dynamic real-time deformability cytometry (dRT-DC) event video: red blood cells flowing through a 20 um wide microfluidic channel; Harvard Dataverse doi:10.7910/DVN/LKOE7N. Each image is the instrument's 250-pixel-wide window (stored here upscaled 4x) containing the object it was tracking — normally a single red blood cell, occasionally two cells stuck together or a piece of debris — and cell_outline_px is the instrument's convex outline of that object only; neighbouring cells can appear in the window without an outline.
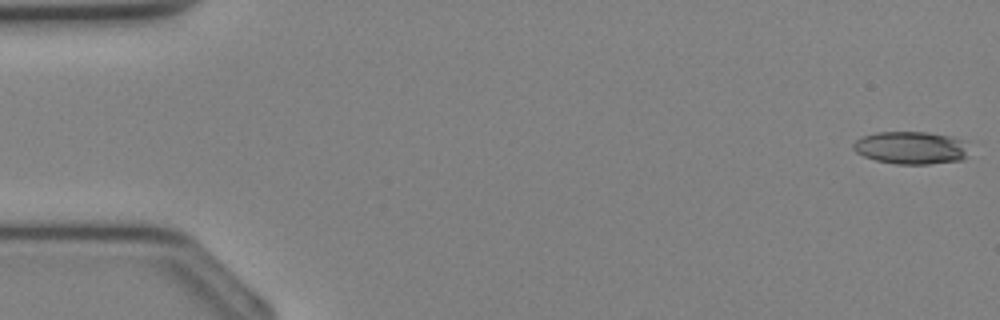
{"species": "Egyptian fruit bat (a non-hibernating species)", "species_latin": "Rousettus aegyptiacus", "temperature_condition": "cold", "stored_images_in_passage": 9, "camera_frame_rate_fps": 3000, "um_per_image_px": 0.085, "animal": {"sex": "female"}, "frame": {"image": 1, "passage_image": 1, "time_ms": 0.0, "image_size_px": [1000, 320], "cell_outline_px": [[968, 156], [964, 160], [928, 164], [896, 164], [876, 160], [864, 156], [856, 152], [852, 148], [852, 144], [856, 140], [864, 136], [876, 132], [924, 132], [952, 136], [960, 140]], "centroid_in_image_um": [77.39, 12.57], "position_along_channel_um": 7.6, "area_um2": 21.85}}